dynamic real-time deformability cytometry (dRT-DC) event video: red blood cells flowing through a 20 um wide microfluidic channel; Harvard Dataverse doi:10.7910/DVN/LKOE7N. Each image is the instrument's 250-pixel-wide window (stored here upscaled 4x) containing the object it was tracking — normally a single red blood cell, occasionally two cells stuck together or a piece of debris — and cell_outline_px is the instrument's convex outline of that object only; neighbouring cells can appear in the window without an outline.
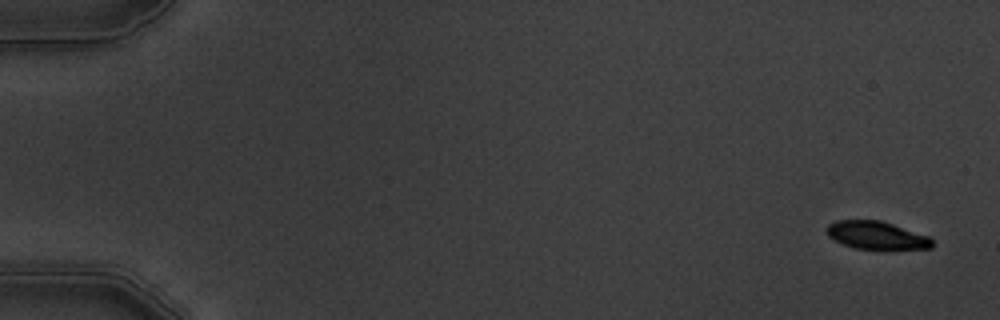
{"species": "common noctule bat (a hibernating species)", "species_latin": "Nyctalus noctula", "temperature_condition": "warm", "stored_images_in_passage": 6, "camera_frame_rate_fps": 3000, "um_per_image_px": 0.085, "animal": {"sex": "male", "body_mass_g": 19.5, "forearm_length_mm": 54.6}, "frame": {"image": 1, "passage_image": 1, "time_ms": 0.0, "image_size_px": [1000, 320], "cell_outline_px": [[932, 248], [888, 252], [884, 252], [852, 248], [832, 240], [828, 236], [824, 228], [828, 224], [836, 220], [880, 220], [928, 236], [932, 240]], "centroid_in_image_um": [74.48, 20.06], "position_along_channel_um": 10.5, "area_um2": 18.15}}
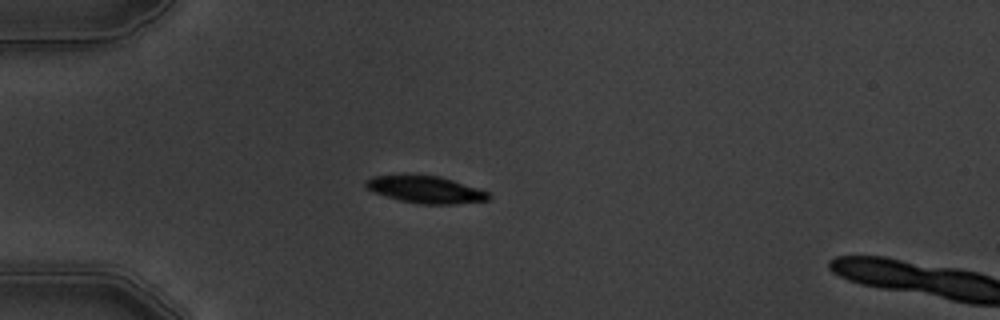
{"frame": {"image": 2, "passage_image": 5, "time_ms": 4.667, "image_size_px": [1000, 320], "cell_outline_px": [[492, 196], [488, 200], [452, 204], [424, 204], [400, 200], [372, 192], [364, 184], [364, 180], [372, 176], [440, 176], [488, 192]], "centroid_in_image_um": [36.16, 16.12], "position_along_channel_um": 48.8, "area_um2": 18.9}}